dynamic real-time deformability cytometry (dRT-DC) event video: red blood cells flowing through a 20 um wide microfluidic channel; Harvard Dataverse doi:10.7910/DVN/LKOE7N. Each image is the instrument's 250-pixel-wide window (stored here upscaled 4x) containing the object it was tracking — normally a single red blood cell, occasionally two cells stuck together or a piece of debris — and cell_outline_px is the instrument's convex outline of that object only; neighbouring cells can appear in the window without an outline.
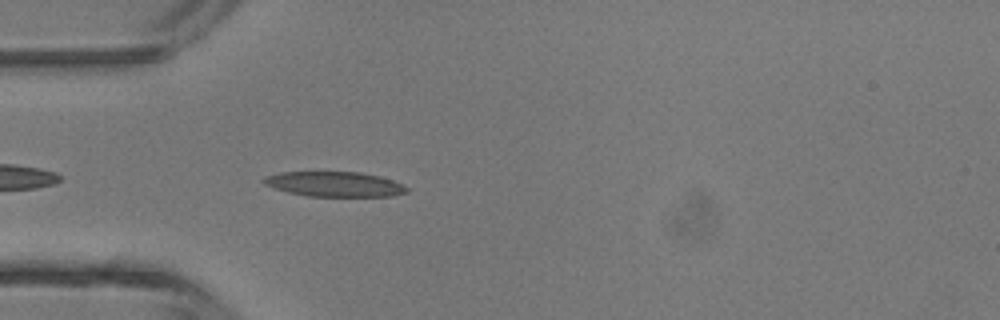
{"species": "common noctule bat (a hibernating species)", "species_latin": "Nyctalus noctula", "temperature_condition": "room temperature", "stored_images_in_passage": 3, "camera_frame_rate_fps": 3000, "um_per_image_px": 0.085, "animal": {"sex": "male", "body_mass_g": 13.3}, "frame": {"image": 1, "passage_image": 3, "time_ms": 2.333, "image_size_px": [1000, 320], "cell_outline_px": [[408, 192], [392, 196], [308, 196], [288, 192], [272, 188], [264, 184], [260, 180], [264, 176], [280, 172], [360, 172], [380, 176], [392, 180], [408, 188]], "centroid_in_image_um": [28.38, 15.65], "position_along_channel_um": 56.6, "area_um2": 20.87}}